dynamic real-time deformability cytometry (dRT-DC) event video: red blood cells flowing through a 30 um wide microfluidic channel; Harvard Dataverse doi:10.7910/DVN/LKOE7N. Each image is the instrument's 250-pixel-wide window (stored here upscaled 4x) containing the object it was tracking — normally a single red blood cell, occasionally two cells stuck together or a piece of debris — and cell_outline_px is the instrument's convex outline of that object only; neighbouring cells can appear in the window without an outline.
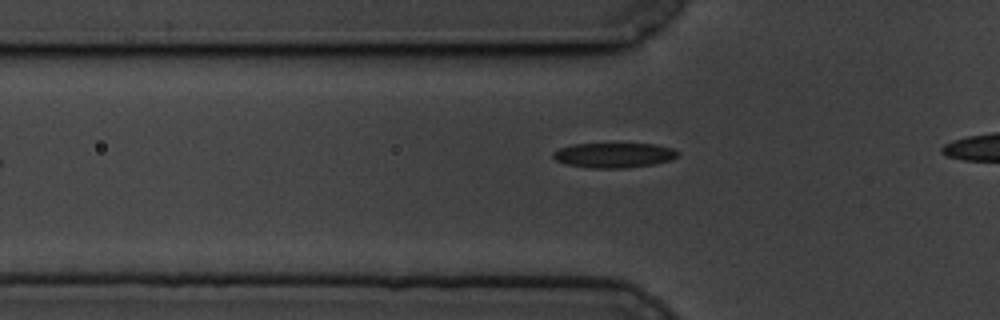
{"species": "common noctule bat (a hibernating species)", "species_latin": "Nyctalus noctula", "temperature_condition": "cold", "stored_images_in_passage": 10, "camera_frame_rate_fps": 3000, "um_per_image_px": 0.085, "animal": {"sex": "male", "body_mass_g": 19.5, "forearm_length_mm": 54.6}, "frame": {"image": 1, "passage_image": 3, "time_ms": 0.667, "image_size_px": [1000, 320], "cell_outline_px": [[680, 152], [672, 160], [652, 164], [624, 168], [592, 168], [568, 164], [556, 160], [552, 156], [552, 152], [560, 148], [572, 144], [656, 144], [672, 148]], "centroid_in_image_um": [52.19, 13.18], "position_along_channel_um": 73.6, "area_um2": 17.98}}
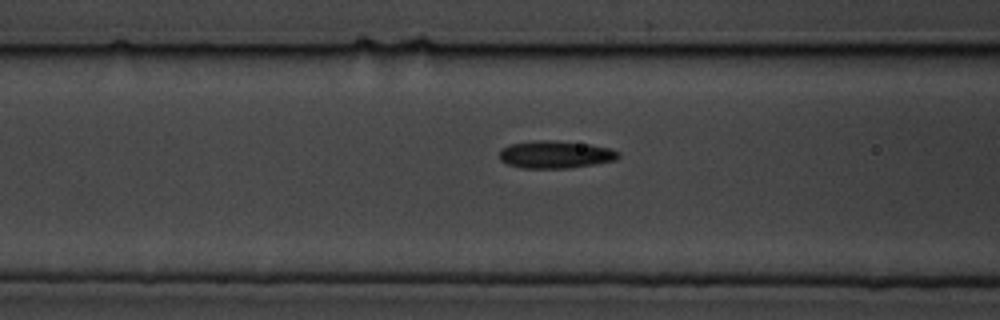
{"frame": {"image": 2, "passage_image": 7, "time_ms": 2.0, "image_size_px": [1000, 320], "cell_outline_px": [[620, 156], [616, 160], [596, 164], [568, 168], [524, 168], [508, 164], [500, 160], [500, 148], [512, 144], [536, 140], [552, 140], [588, 144], [608, 148], [620, 152]], "centroid_in_image_um": [47.22, 13.13], "position_along_channel_um": 119.4, "area_um2": 19.02}}